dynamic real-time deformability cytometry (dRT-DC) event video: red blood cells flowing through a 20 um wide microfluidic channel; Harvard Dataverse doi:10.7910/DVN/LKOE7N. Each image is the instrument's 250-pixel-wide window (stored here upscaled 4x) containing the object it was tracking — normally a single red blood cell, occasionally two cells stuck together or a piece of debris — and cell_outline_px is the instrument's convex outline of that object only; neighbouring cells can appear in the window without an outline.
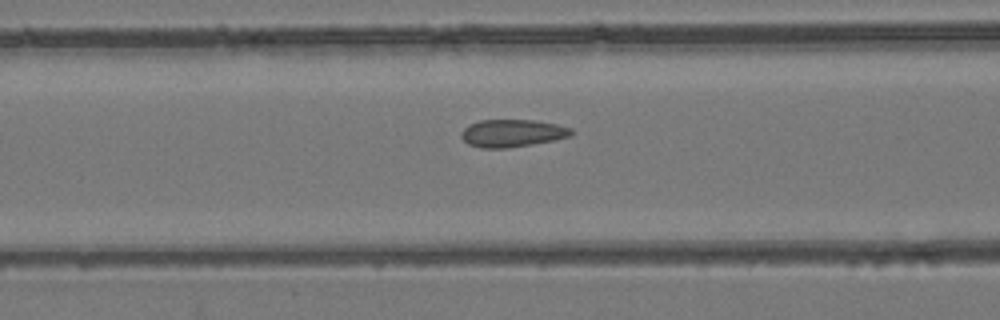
{"species": "common noctule bat (a hibernating species)", "species_latin": "Nyctalus noctula", "temperature_condition": "room temperature", "stored_images_in_passage": 53, "camera_frame_rate_fps": 3000, "um_per_image_px": 0.085, "animal": {"sex": "female", "body_mass_g": 24.6, "forearm_length_mm": 56.2}, "frame": {"image": 1, "passage_image": 22, "time_ms": 7.0, "image_size_px": [1000, 320], "cell_outline_px": [[576, 132], [572, 136], [556, 140], [508, 148], [480, 148], [468, 144], [460, 136], [460, 132], [468, 124], [480, 120], [536, 120], [556, 124], [572, 128]], "centroid_in_image_um": [43.57, 11.32], "position_along_channel_um": 123.0, "area_um2": 17.98}}
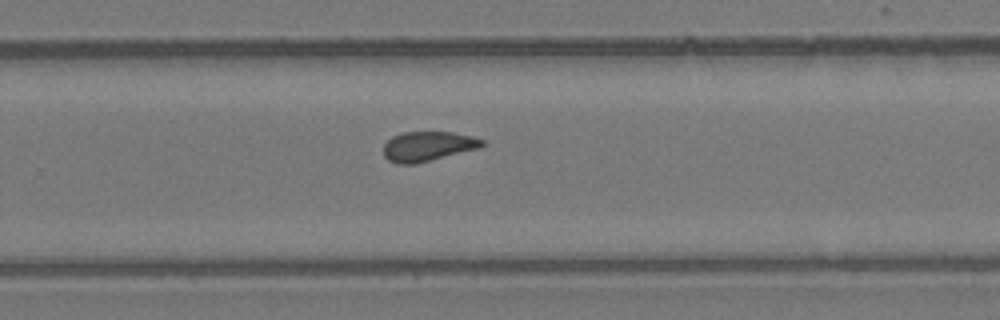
{"frame": {"image": 2, "passage_image": 35, "time_ms": 11.333, "image_size_px": [1000, 320], "cell_outline_px": [[484, 144], [480, 148], [416, 164], [396, 164], [388, 160], [384, 156], [384, 144], [392, 136], [404, 132], [452, 132], [472, 136], [484, 140]], "centroid_in_image_um": [36.36, 12.44], "position_along_channel_um": 293.4, "area_um2": 17.17}}
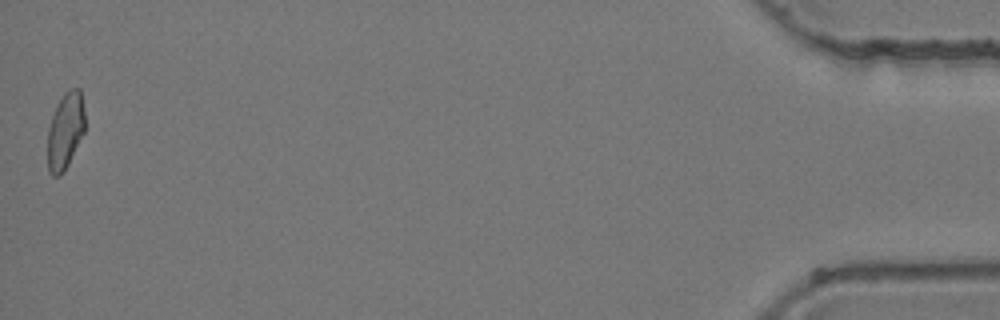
{"frame": {"image": 3, "passage_image": 53, "time_ms": 17.333, "image_size_px": [1000, 320], "cell_outline_px": [[84, 132], [64, 172], [60, 176], [52, 176], [48, 172], [48, 128], [56, 104], [64, 92], [72, 88], [80, 88], [84, 112]], "centroid_in_image_um": [5.54, 11.12], "position_along_channel_um": 429.7, "area_um2": 16.65}, "authors_computed_cell_mechanics": {"area_um2": 17.629, "velocity_mm_per_s": 3.94, "shape_relaxation_time_tau1_ms": null, "shape_relaxation_time_tau2_ms": 1.3785, "deformation_change_tau1": null, "deformation_change_tau2": 0.0498}}